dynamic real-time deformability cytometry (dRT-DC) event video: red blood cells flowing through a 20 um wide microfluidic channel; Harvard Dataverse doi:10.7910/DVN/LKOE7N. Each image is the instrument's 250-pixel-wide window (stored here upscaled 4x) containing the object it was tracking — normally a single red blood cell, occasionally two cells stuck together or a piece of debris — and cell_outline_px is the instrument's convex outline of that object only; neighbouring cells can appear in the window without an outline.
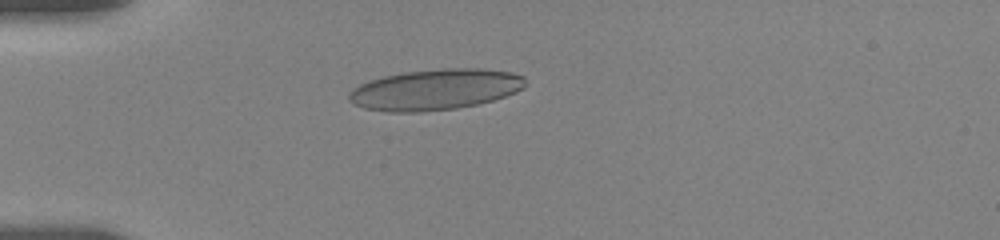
{"species": "human", "species_latin": "Homo sapiens", "temperature_condition": "room temperature", "stored_images_in_passage": 36, "camera_frame_rate_fps": 3000, "um_per_image_px": 0.085, "donor": {"sex": "female"}, "frame": {"image": 1, "passage_image": 8, "time_ms": 4.667, "image_size_px": [1000, 240], "cell_outline_px": [[524, 88], [516, 92], [492, 100], [476, 104], [456, 108], [420, 112], [388, 112], [364, 108], [348, 100], [348, 96], [352, 88], [360, 84], [384, 76], [404, 72], [444, 68], [480, 68], [512, 72], [524, 76]], "centroid_in_image_um": [36.99, 7.61], "position_along_channel_um": 48.0, "area_um2": 41.85}}
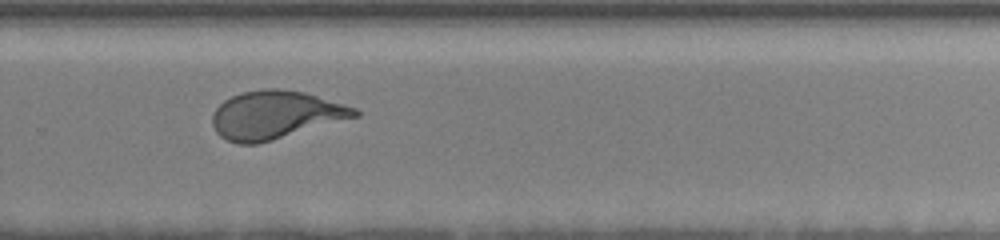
{"frame": {"image": 2, "passage_image": 23, "time_ms": 12.333, "image_size_px": [1000, 240], "cell_outline_px": [[360, 116], [272, 140], [256, 144], [236, 144], [220, 136], [216, 132], [212, 124], [212, 116], [216, 108], [224, 100], [232, 96], [244, 92], [264, 88], [280, 88], [304, 92], [344, 104], [356, 108], [360, 112]], "centroid_in_image_um": [23.41, 9.77], "position_along_channel_um": 306.4, "area_um2": 39.82}}
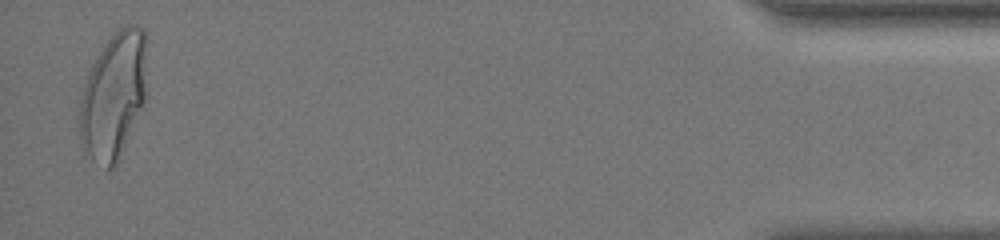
{"frame": {"image": 3, "passage_image": 35, "time_ms": 17.667, "image_size_px": [1000, 240], "cell_outline_px": [[144, 100], [120, 160], [112, 168], [108, 168], [92, 160], [80, 136], [80, 104], [84, 84], [92, 64], [104, 44], [124, 24], [140, 24], [144, 28]], "centroid_in_image_um": [9.64, 8.12], "position_along_channel_um": 425.6, "area_um2": 48.55}, "authors_computed_cell_mechanics": {"area_um2": 39.8531, "velocity_mm_per_s": 3.6357, "shape_relaxation_time_tau1_ms": 4.2362, "shape_relaxation_time_tau2_ms": null, "deformation_change_tau1": 0.1931, "deformation_change_tau2": null}}